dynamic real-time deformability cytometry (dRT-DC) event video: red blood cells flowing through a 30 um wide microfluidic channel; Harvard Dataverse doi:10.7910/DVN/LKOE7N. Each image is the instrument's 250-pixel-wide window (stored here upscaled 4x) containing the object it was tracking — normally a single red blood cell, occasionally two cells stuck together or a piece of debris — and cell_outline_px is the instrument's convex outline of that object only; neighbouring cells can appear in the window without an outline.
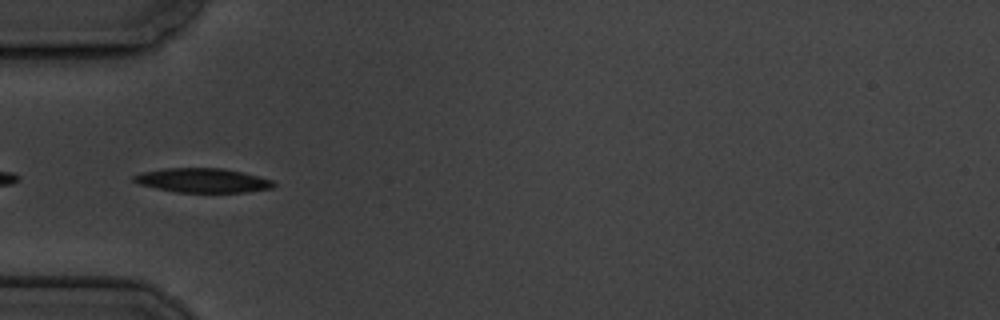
{"species": "common noctule bat (a hibernating species)", "species_latin": "Nyctalus noctula", "temperature_condition": "cold", "stored_images_in_passage": 4, "camera_frame_rate_fps": 3000, "um_per_image_px": 0.085, "animal": {"sex": "male", "body_mass_g": 19.5, "forearm_length_mm": 54.6}, "frame": {"image": 1, "passage_image": 1, "time_ms": 0.0, "image_size_px": [1000, 320], "cell_outline_px": [[276, 184], [272, 188], [248, 192], [176, 192], [156, 188], [140, 184], [132, 180], [132, 176], [144, 172], [164, 168], [224, 168], [272, 180]], "centroid_in_image_um": [17.22, 15.33], "position_along_channel_um": 67.8, "area_um2": 19.59}}
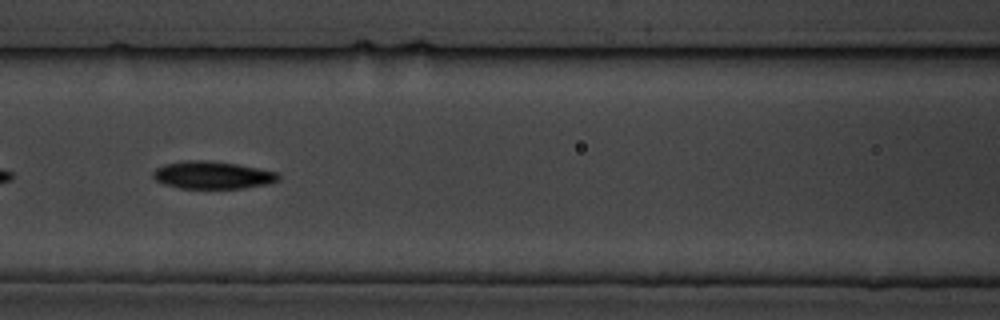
{"frame": {"image": 2, "passage_image": 3, "time_ms": 2.333, "image_size_px": [1000, 320], "cell_outline_px": [[280, 180], [268, 184], [244, 188], [180, 188], [164, 184], [156, 180], [152, 176], [152, 172], [156, 168], [164, 164], [188, 160], [208, 160], [236, 164], [276, 172], [280, 176]], "centroid_in_image_um": [18.05, 14.88], "position_along_channel_um": 148.6, "area_um2": 20.06}}
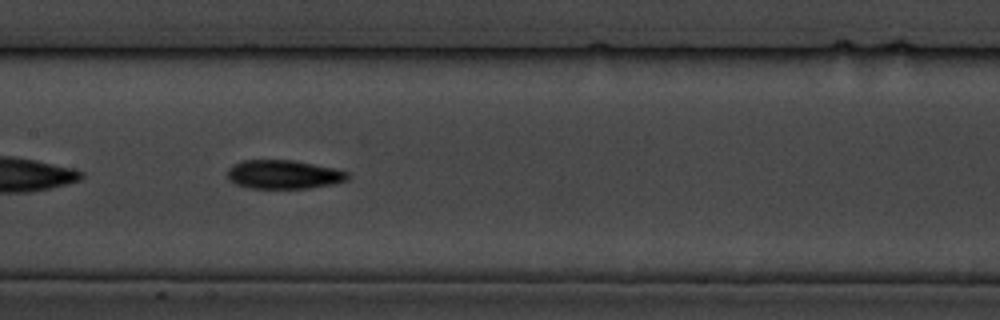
{"frame": {"image": 3, "passage_image": 4, "time_ms": 3.333, "image_size_px": [1000, 320], "cell_outline_px": [[348, 180], [332, 184], [308, 188], [252, 188], [236, 184], [228, 180], [228, 168], [232, 164], [244, 160], [292, 160], [332, 168], [348, 172]], "centroid_in_image_um": [24.07, 14.83], "position_along_channel_um": 183.3, "area_um2": 20.0}}